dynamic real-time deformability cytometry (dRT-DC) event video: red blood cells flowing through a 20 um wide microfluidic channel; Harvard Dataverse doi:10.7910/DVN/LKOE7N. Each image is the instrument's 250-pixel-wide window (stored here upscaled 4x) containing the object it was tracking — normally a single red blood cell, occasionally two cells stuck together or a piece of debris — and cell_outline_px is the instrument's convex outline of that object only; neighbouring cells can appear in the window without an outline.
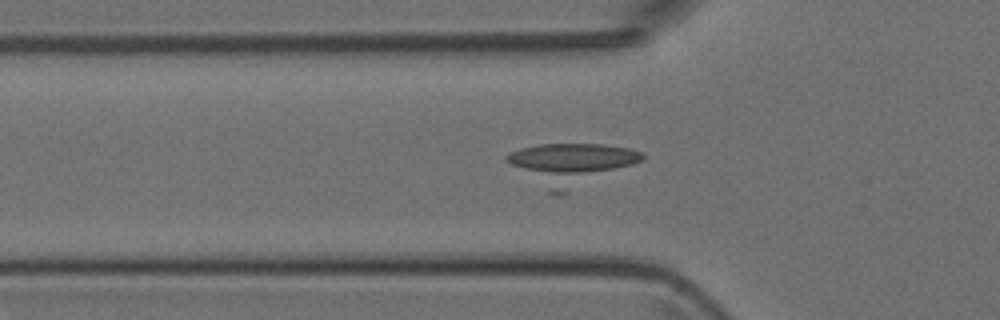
{"species": "Egyptian fruit bat (a non-hibernating species)", "species_latin": "Rousettus aegyptiacus", "temperature_condition": "room temperature", "stored_images_in_passage": 39, "camera_frame_rate_fps": 3000, "um_per_image_px": 0.085, "animal": {"sex": "female"}, "frame": {"image": 1, "passage_image": 5, "time_ms": 1.333, "image_size_px": [1000, 320], "cell_outline_px": [[644, 160], [560, 196], [556, 196], [548, 192], [504, 160], [504, 156], [520, 148], [540, 144], [604, 144], [628, 148], [640, 152], [644, 156]], "centroid_in_image_um": [48.51, 13.96], "position_along_channel_um": 77.3, "area_um2": 32.83}}
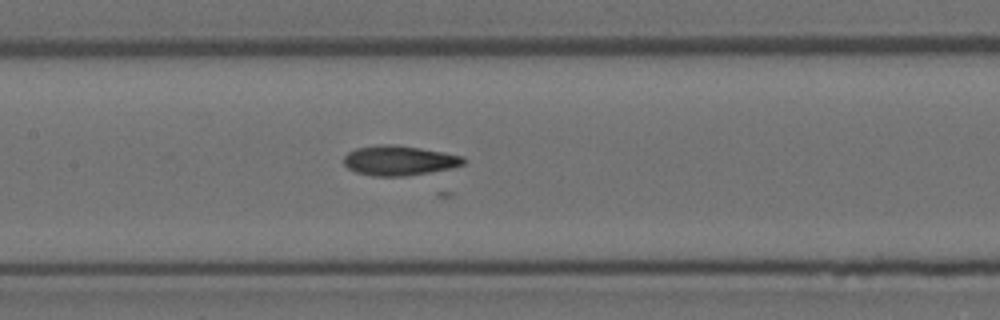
{"frame": {"image": 2, "passage_image": 12, "time_ms": 3.667, "image_size_px": [1000, 320], "cell_outline_px": [[464, 164], [452, 168], [404, 176], [372, 176], [356, 172], [348, 168], [344, 164], [344, 156], [348, 152], [356, 148], [380, 144], [392, 144], [420, 148], [444, 152], [464, 156]], "centroid_in_image_um": [33.91, 13.64], "position_along_channel_um": 173.5, "area_um2": 20.75}}
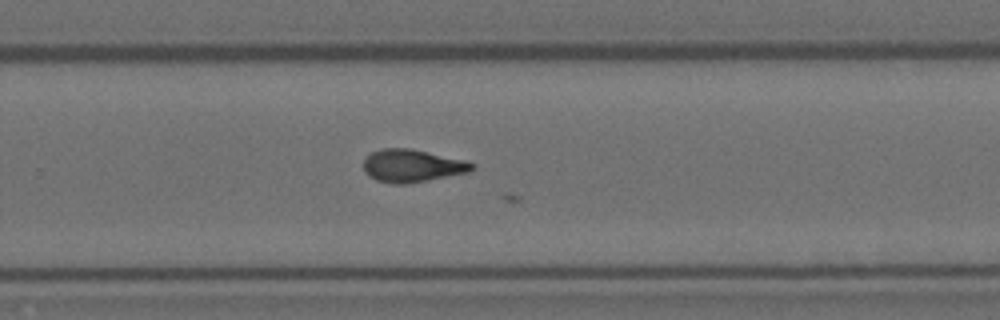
{"frame": {"image": 3, "passage_image": 21, "time_ms": 6.667, "image_size_px": [1000, 320], "cell_outline_px": [[476, 168], [472, 172], [428, 180], [404, 184], [392, 184], [376, 180], [368, 176], [364, 172], [364, 160], [372, 152], [380, 148], [408, 148], [468, 160], [476, 164]], "centroid_in_image_um": [35.09, 14.09], "position_along_channel_um": 294.7, "area_um2": 20.98}}